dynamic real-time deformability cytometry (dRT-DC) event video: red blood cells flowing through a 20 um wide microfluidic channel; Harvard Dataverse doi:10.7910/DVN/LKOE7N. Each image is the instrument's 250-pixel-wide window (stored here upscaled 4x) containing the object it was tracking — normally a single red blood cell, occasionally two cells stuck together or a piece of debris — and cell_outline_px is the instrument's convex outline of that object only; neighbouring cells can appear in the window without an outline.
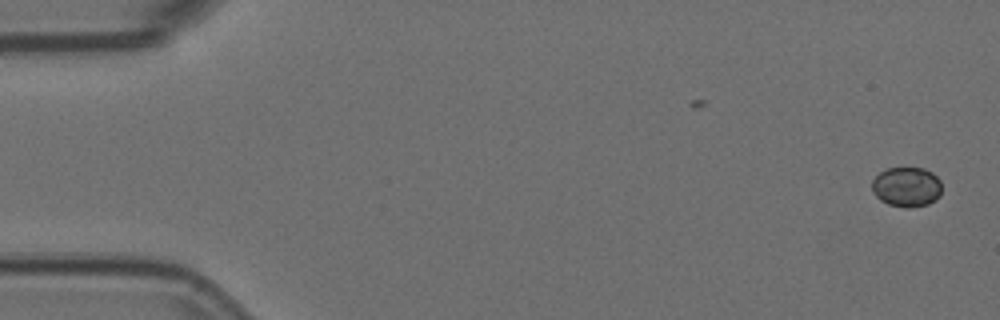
{"species": "Egyptian fruit bat (a non-hibernating species)", "species_latin": "Rousettus aegyptiacus", "temperature_condition": "room temperature", "stored_images_in_passage": 2, "camera_frame_rate_fps": 3000, "um_per_image_px": 0.085, "animal": {"sex": "female"}, "frame": {"image": 1, "passage_image": 2, "time_ms": 0.333, "image_size_px": [1000, 320], "cell_outline_px": [[940, 196], [936, 200], [928, 204], [908, 208], [904, 208], [888, 204], [880, 200], [872, 192], [872, 180], [880, 172], [888, 168], [924, 168], [932, 172], [940, 180]], "centroid_in_image_um": [77.06, 15.89], "position_along_channel_um": 7.9, "area_um2": 16.3}}